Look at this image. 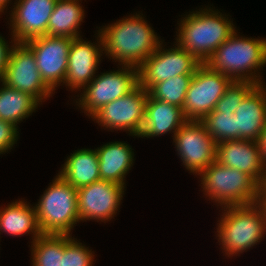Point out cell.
Wrapping results in <instances>:
<instances>
[{"label":"cell","instance_id":"1","mask_svg":"<svg viewBox=\"0 0 266 266\" xmlns=\"http://www.w3.org/2000/svg\"><path fill=\"white\" fill-rule=\"evenodd\" d=\"M140 11L126 15L105 26L98 27L103 39L104 55L118 62L138 68L163 40L153 30Z\"/></svg>","mask_w":266,"mask_h":266},{"label":"cell","instance_id":"2","mask_svg":"<svg viewBox=\"0 0 266 266\" xmlns=\"http://www.w3.org/2000/svg\"><path fill=\"white\" fill-rule=\"evenodd\" d=\"M213 6H202L189 11L177 22L175 42L200 63L205 62L213 52L236 30L230 15L220 12ZM230 18V19H229Z\"/></svg>","mask_w":266,"mask_h":266},{"label":"cell","instance_id":"3","mask_svg":"<svg viewBox=\"0 0 266 266\" xmlns=\"http://www.w3.org/2000/svg\"><path fill=\"white\" fill-rule=\"evenodd\" d=\"M205 64L232 81L265 84L261 70L266 66V38L240 36L236 30Z\"/></svg>","mask_w":266,"mask_h":266},{"label":"cell","instance_id":"4","mask_svg":"<svg viewBox=\"0 0 266 266\" xmlns=\"http://www.w3.org/2000/svg\"><path fill=\"white\" fill-rule=\"evenodd\" d=\"M220 210L222 213L218 217L215 235L223 255L237 257L264 240L266 220L255 203L225 206Z\"/></svg>","mask_w":266,"mask_h":266},{"label":"cell","instance_id":"5","mask_svg":"<svg viewBox=\"0 0 266 266\" xmlns=\"http://www.w3.org/2000/svg\"><path fill=\"white\" fill-rule=\"evenodd\" d=\"M34 204L42 234L71 235L79 220L77 189L58 173Z\"/></svg>","mask_w":266,"mask_h":266},{"label":"cell","instance_id":"6","mask_svg":"<svg viewBox=\"0 0 266 266\" xmlns=\"http://www.w3.org/2000/svg\"><path fill=\"white\" fill-rule=\"evenodd\" d=\"M202 192L217 207L251 205L256 202L260 185L238 169L211 163L199 175Z\"/></svg>","mask_w":266,"mask_h":266},{"label":"cell","instance_id":"7","mask_svg":"<svg viewBox=\"0 0 266 266\" xmlns=\"http://www.w3.org/2000/svg\"><path fill=\"white\" fill-rule=\"evenodd\" d=\"M119 66L116 71L110 70L96 75L74 99L75 106L88 118L102 106L127 95L138 85V68L130 65Z\"/></svg>","mask_w":266,"mask_h":266},{"label":"cell","instance_id":"8","mask_svg":"<svg viewBox=\"0 0 266 266\" xmlns=\"http://www.w3.org/2000/svg\"><path fill=\"white\" fill-rule=\"evenodd\" d=\"M147 98L148 91L138 84L127 95L102 106L91 118L104 130H123L137 138L145 121Z\"/></svg>","mask_w":266,"mask_h":266},{"label":"cell","instance_id":"9","mask_svg":"<svg viewBox=\"0 0 266 266\" xmlns=\"http://www.w3.org/2000/svg\"><path fill=\"white\" fill-rule=\"evenodd\" d=\"M160 42L152 53L138 67V84L148 90L153 84L160 83L177 75H193L202 64L193 55L182 49L176 42L173 47Z\"/></svg>","mask_w":266,"mask_h":266},{"label":"cell","instance_id":"10","mask_svg":"<svg viewBox=\"0 0 266 266\" xmlns=\"http://www.w3.org/2000/svg\"><path fill=\"white\" fill-rule=\"evenodd\" d=\"M231 82L229 77L211 70L206 64H201L188 86L182 108L185 118L201 121L214 110Z\"/></svg>","mask_w":266,"mask_h":266},{"label":"cell","instance_id":"11","mask_svg":"<svg viewBox=\"0 0 266 266\" xmlns=\"http://www.w3.org/2000/svg\"><path fill=\"white\" fill-rule=\"evenodd\" d=\"M172 139L176 154L189 173L199 175L216 161L217 143L201 121L187 120Z\"/></svg>","mask_w":266,"mask_h":266},{"label":"cell","instance_id":"12","mask_svg":"<svg viewBox=\"0 0 266 266\" xmlns=\"http://www.w3.org/2000/svg\"><path fill=\"white\" fill-rule=\"evenodd\" d=\"M2 82L30 94L40 104L55 94L41 78L34 53L25 42L14 43Z\"/></svg>","mask_w":266,"mask_h":266},{"label":"cell","instance_id":"13","mask_svg":"<svg viewBox=\"0 0 266 266\" xmlns=\"http://www.w3.org/2000/svg\"><path fill=\"white\" fill-rule=\"evenodd\" d=\"M125 186L99 180L77 189L80 222H107L115 219L125 195ZM118 211V212H117Z\"/></svg>","mask_w":266,"mask_h":266},{"label":"cell","instance_id":"14","mask_svg":"<svg viewBox=\"0 0 266 266\" xmlns=\"http://www.w3.org/2000/svg\"><path fill=\"white\" fill-rule=\"evenodd\" d=\"M72 39L43 35L25 41L34 53L41 78L54 93L64 85Z\"/></svg>","mask_w":266,"mask_h":266},{"label":"cell","instance_id":"15","mask_svg":"<svg viewBox=\"0 0 266 266\" xmlns=\"http://www.w3.org/2000/svg\"><path fill=\"white\" fill-rule=\"evenodd\" d=\"M95 35V43L86 41L82 36L71 41L64 81V86L69 88V91L81 92L98 73L96 71L103 59L101 56L104 55V49L103 39L98 30Z\"/></svg>","mask_w":266,"mask_h":266},{"label":"cell","instance_id":"16","mask_svg":"<svg viewBox=\"0 0 266 266\" xmlns=\"http://www.w3.org/2000/svg\"><path fill=\"white\" fill-rule=\"evenodd\" d=\"M57 0H16L9 13V31L16 42L47 35V26ZM10 22V23H9Z\"/></svg>","mask_w":266,"mask_h":266},{"label":"cell","instance_id":"17","mask_svg":"<svg viewBox=\"0 0 266 266\" xmlns=\"http://www.w3.org/2000/svg\"><path fill=\"white\" fill-rule=\"evenodd\" d=\"M216 161L251 176L260 186L266 173L258 145L253 140L234 139L217 143Z\"/></svg>","mask_w":266,"mask_h":266},{"label":"cell","instance_id":"18","mask_svg":"<svg viewBox=\"0 0 266 266\" xmlns=\"http://www.w3.org/2000/svg\"><path fill=\"white\" fill-rule=\"evenodd\" d=\"M236 139L256 141L266 126V83L257 85L239 104Z\"/></svg>","mask_w":266,"mask_h":266},{"label":"cell","instance_id":"19","mask_svg":"<svg viewBox=\"0 0 266 266\" xmlns=\"http://www.w3.org/2000/svg\"><path fill=\"white\" fill-rule=\"evenodd\" d=\"M187 121L183 109L167 102L156 100L148 94L145 105V121L138 138L159 137L167 133L174 135Z\"/></svg>","mask_w":266,"mask_h":266},{"label":"cell","instance_id":"20","mask_svg":"<svg viewBox=\"0 0 266 266\" xmlns=\"http://www.w3.org/2000/svg\"><path fill=\"white\" fill-rule=\"evenodd\" d=\"M99 158L101 180L126 187V175L132 169L135 154L125 141H113L95 148Z\"/></svg>","mask_w":266,"mask_h":266},{"label":"cell","instance_id":"21","mask_svg":"<svg viewBox=\"0 0 266 266\" xmlns=\"http://www.w3.org/2000/svg\"><path fill=\"white\" fill-rule=\"evenodd\" d=\"M5 233L12 237L31 235L33 243L42 235L35 206L26 200H15L0 208V234Z\"/></svg>","mask_w":266,"mask_h":266},{"label":"cell","instance_id":"22","mask_svg":"<svg viewBox=\"0 0 266 266\" xmlns=\"http://www.w3.org/2000/svg\"><path fill=\"white\" fill-rule=\"evenodd\" d=\"M58 174L76 189L101 180L96 149L75 150L67 156Z\"/></svg>","mask_w":266,"mask_h":266},{"label":"cell","instance_id":"23","mask_svg":"<svg viewBox=\"0 0 266 266\" xmlns=\"http://www.w3.org/2000/svg\"><path fill=\"white\" fill-rule=\"evenodd\" d=\"M86 1V0H85ZM82 0H57L50 16L47 35L57 37H80V26L85 18ZM82 22V23H81Z\"/></svg>","mask_w":266,"mask_h":266},{"label":"cell","instance_id":"24","mask_svg":"<svg viewBox=\"0 0 266 266\" xmlns=\"http://www.w3.org/2000/svg\"><path fill=\"white\" fill-rule=\"evenodd\" d=\"M0 120L16 125L36 112L40 103L30 94L0 81Z\"/></svg>","mask_w":266,"mask_h":266},{"label":"cell","instance_id":"25","mask_svg":"<svg viewBox=\"0 0 266 266\" xmlns=\"http://www.w3.org/2000/svg\"><path fill=\"white\" fill-rule=\"evenodd\" d=\"M30 248L32 266H62L63 235L42 234Z\"/></svg>","mask_w":266,"mask_h":266},{"label":"cell","instance_id":"26","mask_svg":"<svg viewBox=\"0 0 266 266\" xmlns=\"http://www.w3.org/2000/svg\"><path fill=\"white\" fill-rule=\"evenodd\" d=\"M193 75H177L153 84L147 91L156 99L183 108L189 83Z\"/></svg>","mask_w":266,"mask_h":266},{"label":"cell","instance_id":"27","mask_svg":"<svg viewBox=\"0 0 266 266\" xmlns=\"http://www.w3.org/2000/svg\"><path fill=\"white\" fill-rule=\"evenodd\" d=\"M201 122L216 143L236 139V117L232 112H210Z\"/></svg>","mask_w":266,"mask_h":266},{"label":"cell","instance_id":"28","mask_svg":"<svg viewBox=\"0 0 266 266\" xmlns=\"http://www.w3.org/2000/svg\"><path fill=\"white\" fill-rule=\"evenodd\" d=\"M74 237L63 235L62 266H94V251Z\"/></svg>","mask_w":266,"mask_h":266},{"label":"cell","instance_id":"29","mask_svg":"<svg viewBox=\"0 0 266 266\" xmlns=\"http://www.w3.org/2000/svg\"><path fill=\"white\" fill-rule=\"evenodd\" d=\"M257 85L249 81H232L212 112L235 113L239 104Z\"/></svg>","mask_w":266,"mask_h":266},{"label":"cell","instance_id":"30","mask_svg":"<svg viewBox=\"0 0 266 266\" xmlns=\"http://www.w3.org/2000/svg\"><path fill=\"white\" fill-rule=\"evenodd\" d=\"M16 125L0 120V155L11 152L12 147L19 139V130Z\"/></svg>","mask_w":266,"mask_h":266},{"label":"cell","instance_id":"31","mask_svg":"<svg viewBox=\"0 0 266 266\" xmlns=\"http://www.w3.org/2000/svg\"><path fill=\"white\" fill-rule=\"evenodd\" d=\"M10 37L11 38L9 40H11V42L8 43V41H6L7 39H5L2 34H0V81H2L3 79L11 49L16 42L13 36Z\"/></svg>","mask_w":266,"mask_h":266},{"label":"cell","instance_id":"32","mask_svg":"<svg viewBox=\"0 0 266 266\" xmlns=\"http://www.w3.org/2000/svg\"><path fill=\"white\" fill-rule=\"evenodd\" d=\"M256 142L258 145L261 160L266 168V126L264 130L261 132V134L258 136Z\"/></svg>","mask_w":266,"mask_h":266},{"label":"cell","instance_id":"33","mask_svg":"<svg viewBox=\"0 0 266 266\" xmlns=\"http://www.w3.org/2000/svg\"><path fill=\"white\" fill-rule=\"evenodd\" d=\"M255 204L260 208L266 220V194L258 193Z\"/></svg>","mask_w":266,"mask_h":266},{"label":"cell","instance_id":"34","mask_svg":"<svg viewBox=\"0 0 266 266\" xmlns=\"http://www.w3.org/2000/svg\"><path fill=\"white\" fill-rule=\"evenodd\" d=\"M13 0H0V14L2 13H7V10H9L7 7H9V5L10 4H12V6L11 7H9V8H11L12 9V7H13V4L14 3H11ZM16 1V0H15ZM5 10V11H4ZM0 17H1V15H0Z\"/></svg>","mask_w":266,"mask_h":266},{"label":"cell","instance_id":"35","mask_svg":"<svg viewBox=\"0 0 266 266\" xmlns=\"http://www.w3.org/2000/svg\"><path fill=\"white\" fill-rule=\"evenodd\" d=\"M259 194H266V173H265L264 181L262 185L260 186Z\"/></svg>","mask_w":266,"mask_h":266}]
</instances>
